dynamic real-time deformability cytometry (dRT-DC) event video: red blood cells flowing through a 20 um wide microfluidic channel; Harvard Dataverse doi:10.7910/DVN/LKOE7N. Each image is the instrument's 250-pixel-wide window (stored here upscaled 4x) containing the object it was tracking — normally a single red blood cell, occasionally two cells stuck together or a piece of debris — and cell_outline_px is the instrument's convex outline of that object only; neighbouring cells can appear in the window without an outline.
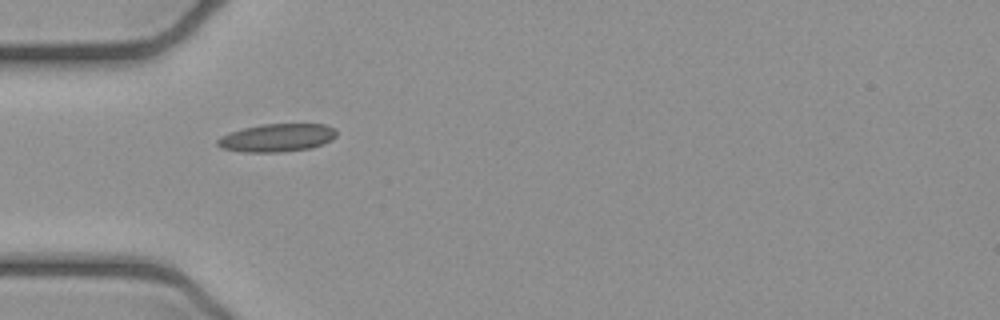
{"species": "common noctule bat (a hibernating species)", "species_latin": "Nyctalus noctula", "temperature_condition": "cold", "stored_images_in_passage": 3, "camera_frame_rate_fps": 3000, "um_per_image_px": 0.085, "animal": {"sex": "female", "body_mass_g": 21.9}, "frame": {"image": 1, "passage_image": 2, "time_ms": 0.333, "image_size_px": [1000, 320], "cell_outline_px": [[336, 136], [332, 140], [312, 148], [280, 152], [244, 152], [220, 148], [216, 144], [216, 140], [220, 136], [244, 128], [264, 124], [324, 124], [336, 128]], "centroid_in_image_um": [23.55, 11.71], "position_along_channel_um": 61.4, "area_um2": 19.48}}
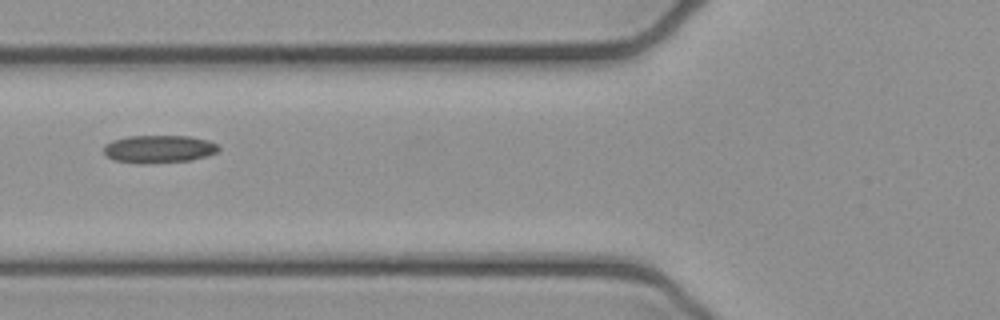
{"frame": {"image": 2, "passage_image": 3, "time_ms": 0.667, "image_size_px": [1000, 320], "cell_outline_px": [[220, 148], [216, 152], [208, 156], [192, 160], [144, 164], [136, 164], [116, 160], [108, 156], [104, 152], [104, 144], [112, 140], [128, 136], [188, 136], [208, 140], [216, 144]], "centroid_in_image_um": [13.5, 12.67], "position_along_channel_um": 112.3, "area_um2": 18.67}}